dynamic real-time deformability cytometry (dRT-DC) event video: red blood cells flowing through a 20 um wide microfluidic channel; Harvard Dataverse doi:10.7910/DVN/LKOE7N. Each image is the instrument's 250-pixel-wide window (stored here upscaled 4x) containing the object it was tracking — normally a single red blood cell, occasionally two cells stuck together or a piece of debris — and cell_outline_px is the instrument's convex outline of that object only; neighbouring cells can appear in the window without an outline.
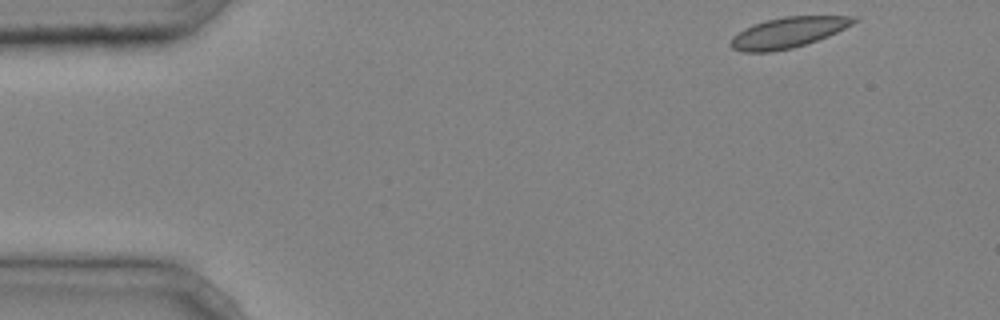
{"species": "common noctule bat (a hibernating species)", "species_latin": "Nyctalus noctula", "temperature_condition": "cold", "stored_images_in_passage": 4, "camera_frame_rate_fps": 3000, "um_per_image_px": 0.085, "animal": {"sex": "male", "body_mass_g": 20.4}, "frame": {"image": 1, "passage_image": 1, "time_ms": 0.0, "image_size_px": [1000, 320], "cell_outline_px": [[860, 20], [828, 36], [792, 48], [772, 52], [740, 52], [732, 48], [728, 44], [732, 36], [744, 28], [752, 24], [784, 16], [860, 16]], "centroid_in_image_um": [66.95, 2.76], "position_along_channel_um": 18.0, "area_um2": 22.02}}
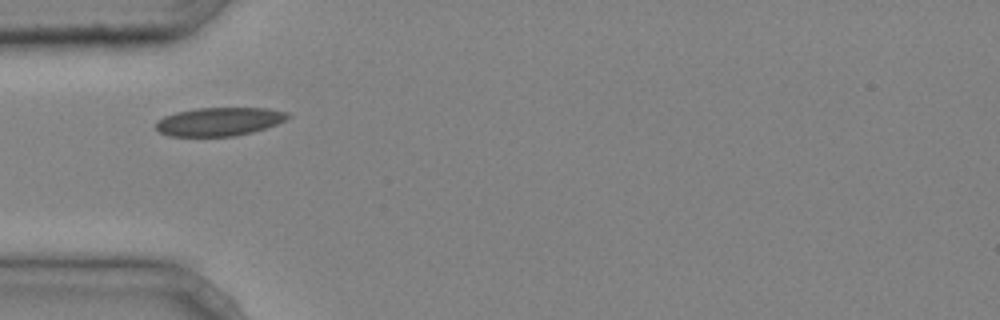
{"frame": {"image": 2, "passage_image": 4, "time_ms": 1.0, "image_size_px": [1000, 320], "cell_outline_px": [[292, 116], [276, 124], [252, 132], [236, 136], [168, 136], [160, 132], [156, 128], [156, 120], [164, 116], [176, 112], [196, 108], [268, 108], [288, 112]], "centroid_in_image_um": [18.62, 10.33], "position_along_channel_um": 66.4, "area_um2": 21.91}}